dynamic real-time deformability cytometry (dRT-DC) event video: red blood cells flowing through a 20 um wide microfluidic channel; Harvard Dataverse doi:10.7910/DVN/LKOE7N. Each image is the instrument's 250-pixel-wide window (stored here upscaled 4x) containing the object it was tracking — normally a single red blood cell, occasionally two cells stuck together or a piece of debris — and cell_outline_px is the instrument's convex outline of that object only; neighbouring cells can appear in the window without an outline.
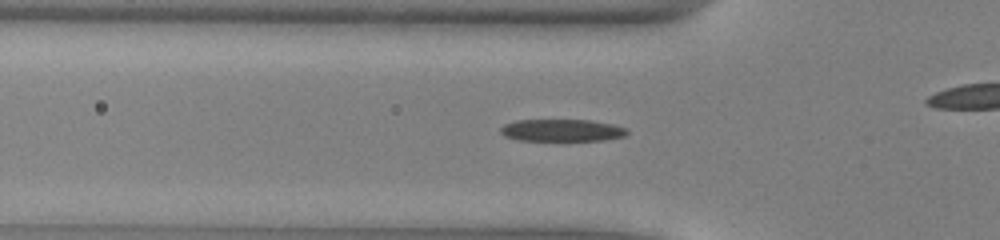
{"species": "common noctule bat (a hibernating species)", "species_latin": "Nyctalus noctula", "temperature_condition": "warm", "stored_images_in_passage": 40, "camera_frame_rate_fps": 3000, "um_per_image_px": 0.085, "animal": {"sex": "male", "body_mass_g": 13.0, "forearm_length_mm": 53.1}, "frame": {"image": 1, "passage_image": 16, "time_ms": 5.0, "image_size_px": [1000, 240], "cell_outline_px": [[628, 132], [624, 136], [604, 140], [520, 140], [504, 136], [500, 132], [500, 128], [504, 124], [516, 120], [592, 120], [612, 124], [628, 128]], "centroid_in_image_um": [47.76, 11.07], "position_along_channel_um": 78.0, "area_um2": 16.3}}
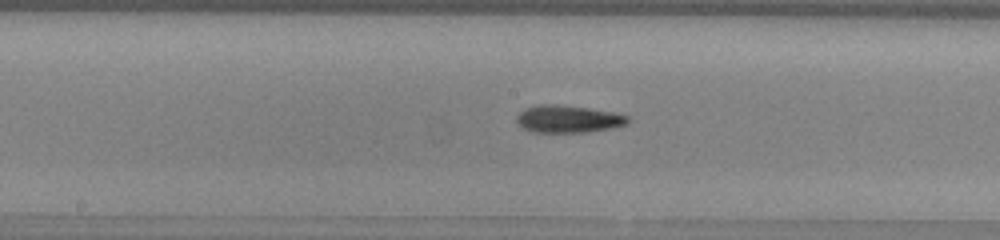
{"frame": {"image": 2, "passage_image": 25, "time_ms": 8.0, "image_size_px": [1000, 240], "cell_outline_px": [[628, 124], [612, 128], [584, 132], [532, 132], [524, 128], [516, 120], [516, 116], [524, 108], [536, 104], [556, 104], [588, 108], [612, 112], [628, 116]], "centroid_in_image_um": [48.27, 10.1], "position_along_channel_um": 199.9, "area_um2": 17.69}}
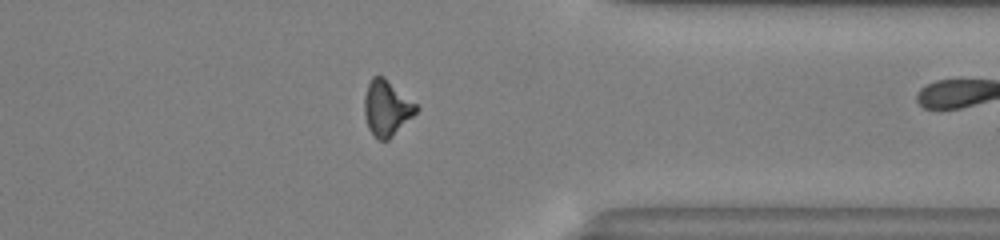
{"frame": {"image": 3, "passage_image": 39, "time_ms": 12.667, "image_size_px": [1000, 240], "cell_outline_px": [[420, 108], [388, 140], [380, 140], [372, 136], [368, 128], [364, 116], [364, 96], [368, 84], [372, 76], [384, 76], [416, 104]], "centroid_in_image_um": [32.83, 9.18], "position_along_channel_um": 378.6, "area_um2": 16.7}}